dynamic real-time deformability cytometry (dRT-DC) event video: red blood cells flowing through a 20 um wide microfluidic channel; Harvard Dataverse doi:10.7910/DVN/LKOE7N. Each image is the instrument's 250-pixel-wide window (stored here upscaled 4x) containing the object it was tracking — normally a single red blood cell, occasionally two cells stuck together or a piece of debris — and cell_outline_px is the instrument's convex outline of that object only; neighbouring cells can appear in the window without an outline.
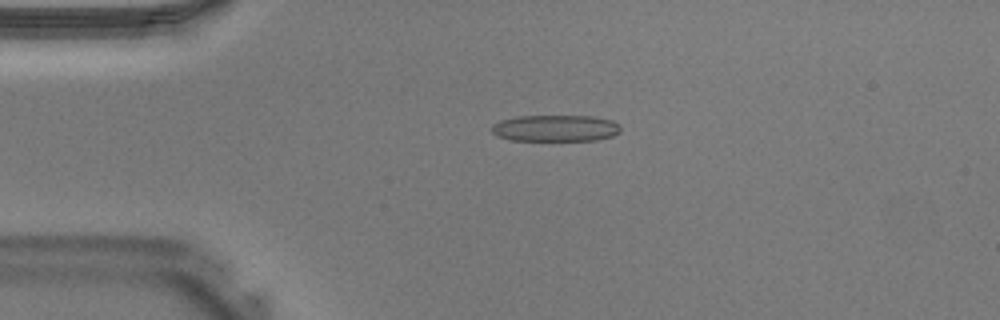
{"species": "Egyptian fruit bat (a non-hibernating species)", "species_latin": "Rousettus aegyptiacus", "temperature_condition": "warm", "stored_images_in_passage": 29, "camera_frame_rate_fps": 3000, "um_per_image_px": 0.085, "animal": {"sex": "male"}, "frame": {"image": 1, "passage_image": 3, "time_ms": 0.667, "image_size_px": [1000, 320], "cell_outline_px": [[620, 132], [612, 136], [596, 140], [512, 140], [496, 136], [492, 132], [492, 124], [500, 120], [516, 116], [596, 116], [612, 120], [620, 124]], "centroid_in_image_um": [47.22, 10.89], "position_along_channel_um": 37.8, "area_um2": 20.06}}
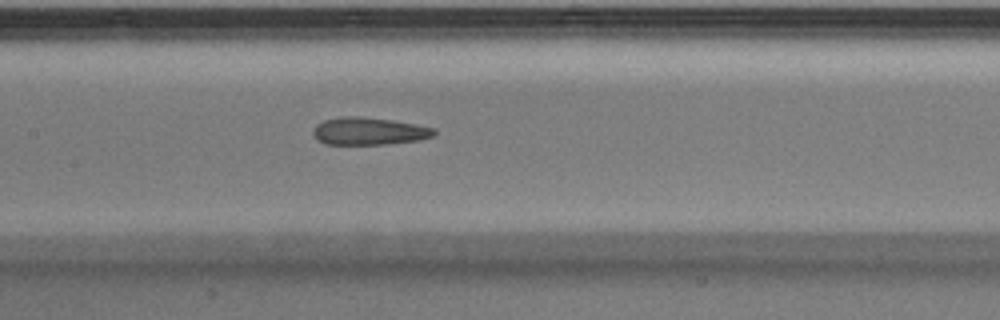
{"frame": {"image": 2, "passage_image": 13, "time_ms": 4.0, "image_size_px": [1000, 320], "cell_outline_px": [[436, 132], [432, 136], [420, 140], [384, 144], [324, 144], [316, 140], [312, 136], [312, 132], [316, 124], [324, 120], [344, 116], [360, 116], [392, 120], [416, 124], [436, 128]], "centroid_in_image_um": [31.33, 11.15], "position_along_channel_um": 176.1, "area_um2": 19.54}}
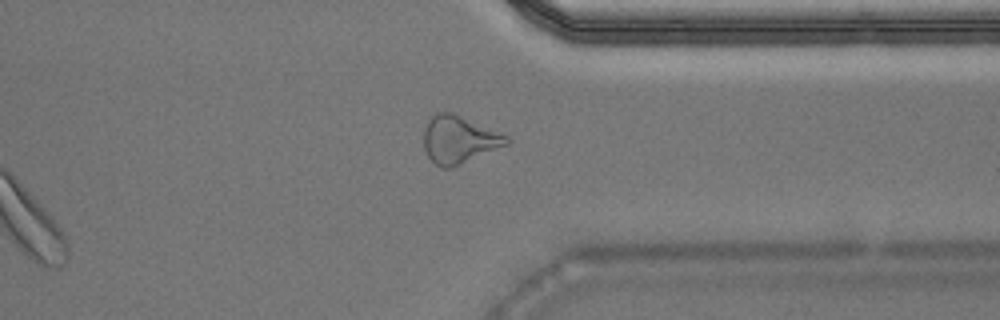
{"frame": {"image": 3, "passage_image": 25, "time_ms": 8.0, "image_size_px": [1000, 320], "cell_outline_px": [[512, 140], [508, 144], [452, 168], [440, 168], [428, 156], [424, 148], [424, 128], [428, 120], [436, 112], [452, 112], [508, 136]], "centroid_in_image_um": [39.0, 11.87], "position_along_channel_um": 372.4, "area_um2": 22.83}}